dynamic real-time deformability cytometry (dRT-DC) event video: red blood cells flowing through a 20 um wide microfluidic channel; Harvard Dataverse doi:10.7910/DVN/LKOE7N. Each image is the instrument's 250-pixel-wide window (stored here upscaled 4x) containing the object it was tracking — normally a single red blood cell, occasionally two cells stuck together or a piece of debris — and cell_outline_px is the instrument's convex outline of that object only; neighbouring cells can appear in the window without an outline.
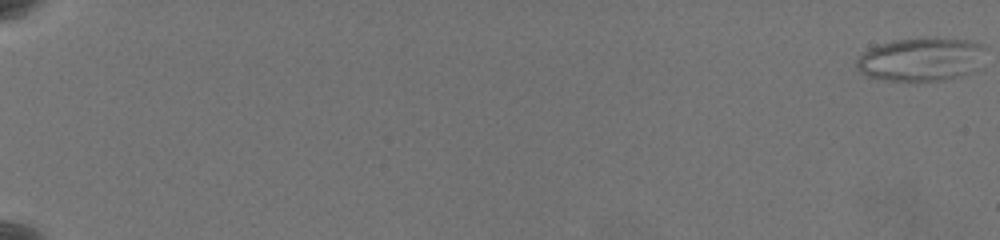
{"species": "common noctule bat (a hibernating species)", "species_latin": "Nyctalus noctula", "temperature_condition": "warm", "stored_images_in_passage": 66, "camera_frame_rate_fps": 3000, "um_per_image_px": 0.085, "animal": {"sex": "female", "body_mass_g": 19.5, "forearm_length_mm": 54.1}, "frame": {"image": 1, "passage_image": 1, "time_ms": 0.0, "image_size_px": [1000, 240], "cell_outline_px": [[984, 48], [968, 72], [964, 76], [944, 80], [884, 80], [868, 76], [860, 72], [856, 68], [856, 60], [864, 52], [880, 44], [896, 40], [968, 40], [980, 44]], "centroid_in_image_um": [78.16, 5.08], "position_along_channel_um": 6.8, "area_um2": 30.92}}
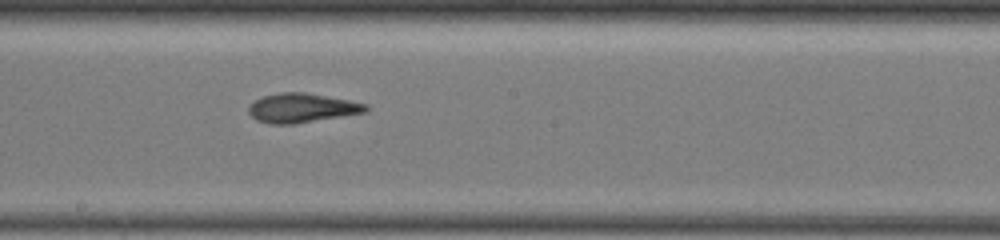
{"frame": {"image": 2, "passage_image": 41, "time_ms": 13.333, "image_size_px": [1000, 240], "cell_outline_px": [[368, 112], [292, 124], [268, 124], [256, 120], [248, 112], [248, 108], [256, 100], [264, 96], [280, 92], [304, 92], [348, 100], [368, 104]], "centroid_in_image_um": [25.66, 9.18], "position_along_channel_um": 222.5, "area_um2": 19.83}}
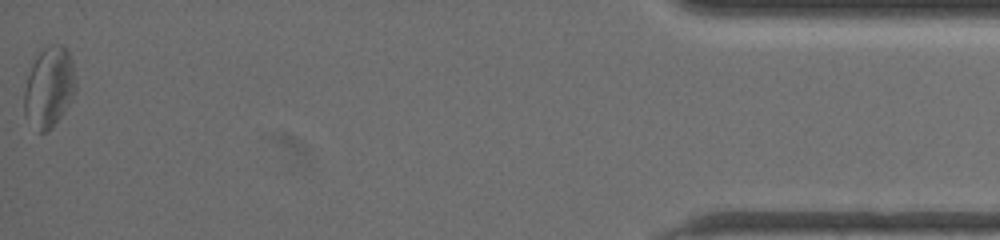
{"frame": {"image": 3, "passage_image": 66, "time_ms": 21.667, "image_size_px": [1000, 240], "cell_outline_px": [[76, 92], [64, 112], [52, 128], [44, 132], [40, 132], [24, 112], [24, 92], [28, 76], [32, 64], [40, 52], [44, 48], [60, 44], [68, 52], [72, 64], [76, 80]], "centroid_in_image_um": [4.2, 7.43], "position_along_channel_um": 431.0, "area_um2": 23.58}, "authors_computed_cell_mechanics": {"area_um2": 21.2993, "velocity_mm_per_s": 3.4255, "shape_relaxation_time_tau1_ms": null, "shape_relaxation_time_tau2_ms": 2.7777, "deformation_change_tau1": null, "deformation_change_tau2": 0.1242}}